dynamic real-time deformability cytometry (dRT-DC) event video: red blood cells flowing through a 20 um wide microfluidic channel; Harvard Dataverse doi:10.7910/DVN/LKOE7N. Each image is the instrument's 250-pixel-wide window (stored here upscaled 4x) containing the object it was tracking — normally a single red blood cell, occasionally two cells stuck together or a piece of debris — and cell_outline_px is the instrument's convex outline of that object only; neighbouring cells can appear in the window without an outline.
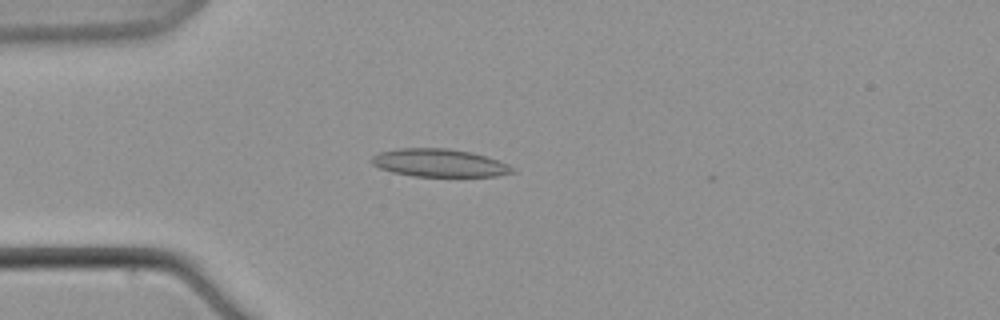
{"species": "common noctule bat (a hibernating species)", "species_latin": "Nyctalus noctula", "temperature_condition": "warm", "stored_images_in_passage": 3, "camera_frame_rate_fps": 3000, "um_per_image_px": 0.085, "animal": {"sex": "male", "body_mass_g": 21.5, "forearm_length_mm": 52.0}, "frame": {"image": 1, "passage_image": 2, "time_ms": 1.0, "image_size_px": [1000, 320], "cell_outline_px": [[516, 172], [496, 176], [412, 176], [392, 172], [380, 168], [372, 164], [368, 160], [372, 156], [380, 152], [400, 148], [448, 148], [472, 152], [508, 164]], "centroid_in_image_um": [37.3, 13.84], "position_along_channel_um": 47.7, "area_um2": 22.83}}